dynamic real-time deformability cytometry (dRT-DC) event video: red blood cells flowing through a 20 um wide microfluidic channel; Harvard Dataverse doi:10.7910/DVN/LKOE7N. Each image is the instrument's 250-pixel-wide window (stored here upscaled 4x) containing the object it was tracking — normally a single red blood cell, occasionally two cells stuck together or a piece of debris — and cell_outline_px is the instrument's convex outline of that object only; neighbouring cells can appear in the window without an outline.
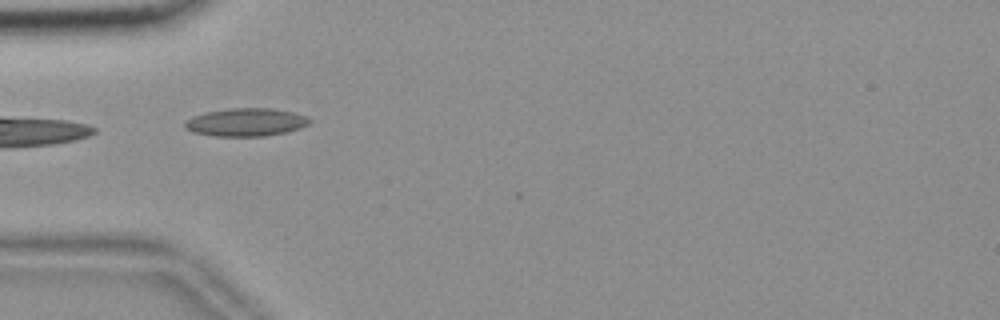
{"species": "common noctule bat (a hibernating species)", "species_latin": "Nyctalus noctula", "temperature_condition": "room temperature", "stored_images_in_passage": 3, "camera_frame_rate_fps": 3000, "um_per_image_px": 0.085, "animal": {"sex": "female", "body_mass_g": 18.4}, "frame": {"image": 1, "passage_image": 1, "time_ms": 0.0, "image_size_px": [1000, 320], "cell_outline_px": [[312, 120], [308, 124], [300, 128], [284, 132], [264, 136], [216, 136], [192, 132], [184, 128], [184, 124], [192, 116], [204, 112], [228, 108], [272, 108], [292, 112], [304, 116]], "centroid_in_image_um": [20.87, 10.38], "position_along_channel_um": 64.1, "area_um2": 20.29}}